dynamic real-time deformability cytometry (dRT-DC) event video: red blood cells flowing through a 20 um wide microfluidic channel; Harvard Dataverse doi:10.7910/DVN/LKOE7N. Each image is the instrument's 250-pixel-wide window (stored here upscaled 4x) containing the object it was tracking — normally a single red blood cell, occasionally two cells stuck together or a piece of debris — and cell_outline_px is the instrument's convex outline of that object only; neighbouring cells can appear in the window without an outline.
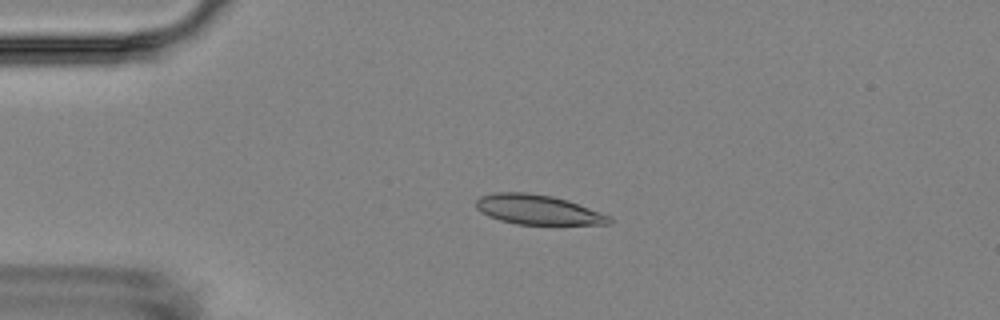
{"species": "Egyptian fruit bat (a non-hibernating species)", "species_latin": "Rousettus aegyptiacus", "temperature_condition": "room temperature", "stored_images_in_passage": 3, "camera_frame_rate_fps": 3000, "um_per_image_px": 0.085, "animal": {"sex": "female"}, "frame": {"image": 1, "passage_image": 2, "time_ms": 1.333, "image_size_px": [1000, 320], "cell_outline_px": [[612, 224], [516, 224], [500, 220], [488, 216], [480, 212], [476, 208], [476, 200], [480, 196], [492, 192], [528, 192], [552, 196], [568, 200], [608, 216], [612, 220]], "centroid_in_image_um": [45.64, 17.81], "position_along_channel_um": 39.4, "area_um2": 22.95}}